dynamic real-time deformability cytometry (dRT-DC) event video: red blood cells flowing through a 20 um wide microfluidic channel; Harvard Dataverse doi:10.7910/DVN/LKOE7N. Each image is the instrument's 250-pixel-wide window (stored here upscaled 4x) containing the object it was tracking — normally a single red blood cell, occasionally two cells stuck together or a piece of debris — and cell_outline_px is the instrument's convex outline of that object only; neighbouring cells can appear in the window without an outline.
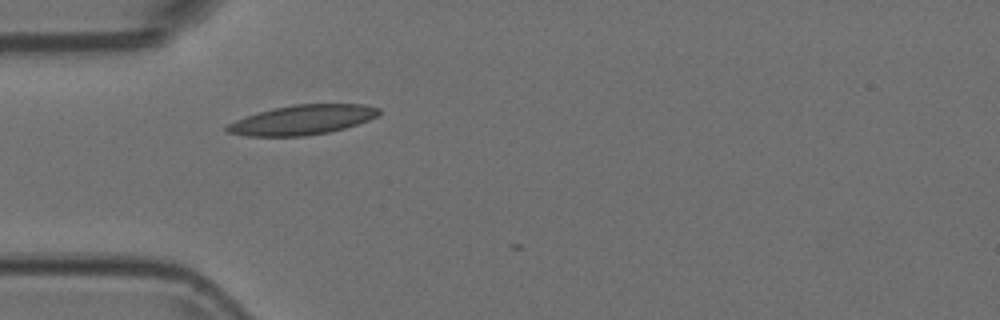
{"species": "Egyptian fruit bat (a non-hibernating species)", "species_latin": "Rousettus aegyptiacus", "temperature_condition": "room temperature", "stored_images_in_passage": 4, "camera_frame_rate_fps": 3000, "um_per_image_px": 0.085, "animal": {"sex": "female"}, "frame": {"image": 1, "passage_image": 1, "time_ms": 0.0, "image_size_px": [1000, 320], "cell_outline_px": [[380, 112], [376, 116], [368, 120], [344, 128], [328, 132], [304, 136], [248, 136], [228, 132], [224, 128], [228, 124], [244, 116], [272, 108], [292, 104], [364, 104], [380, 108]], "centroid_in_image_um": [25.68, 10.18], "position_along_channel_um": 59.3, "area_um2": 26.18}}